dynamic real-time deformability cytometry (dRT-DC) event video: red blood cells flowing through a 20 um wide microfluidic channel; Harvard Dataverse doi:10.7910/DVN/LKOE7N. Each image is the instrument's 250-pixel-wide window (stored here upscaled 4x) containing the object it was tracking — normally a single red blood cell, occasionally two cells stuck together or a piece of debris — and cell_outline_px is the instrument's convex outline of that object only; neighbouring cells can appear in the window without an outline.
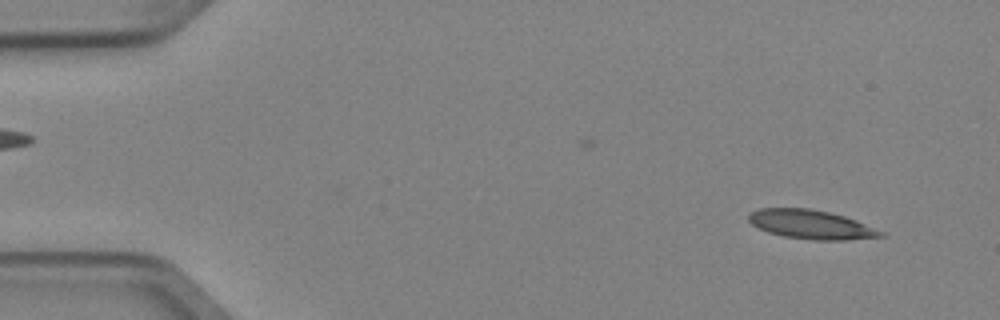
{"species": "Egyptian fruit bat (a non-hibernating species)", "species_latin": "Rousettus aegyptiacus", "temperature_condition": "cold", "stored_images_in_passage": 4, "camera_frame_rate_fps": 3000, "um_per_image_px": 0.085, "animal": {"sex": "female"}, "frame": {"image": 1, "passage_image": 2, "time_ms": 0.333, "image_size_px": [1000, 320], "cell_outline_px": [[884, 236], [844, 240], [816, 240], [784, 236], [768, 232], [756, 228], [748, 220], [748, 212], [760, 208], [808, 208], [828, 212], [844, 216], [856, 220], [884, 232]], "centroid_in_image_um": [68.89, 19.07], "position_along_channel_um": 16.1, "area_um2": 22.25}}